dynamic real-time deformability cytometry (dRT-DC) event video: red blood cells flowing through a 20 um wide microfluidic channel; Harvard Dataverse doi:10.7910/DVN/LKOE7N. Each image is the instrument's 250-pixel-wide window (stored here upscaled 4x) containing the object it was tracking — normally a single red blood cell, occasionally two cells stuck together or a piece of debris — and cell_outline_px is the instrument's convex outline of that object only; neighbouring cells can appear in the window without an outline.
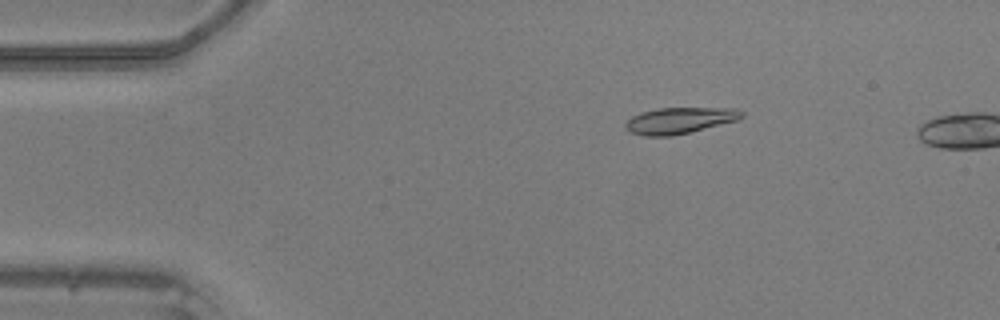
{"species": "common noctule bat (a hibernating species)", "species_latin": "Nyctalus noctula", "temperature_condition": "warm", "stored_images_in_passage": 38, "camera_frame_rate_fps": 3000, "um_per_image_px": 0.085, "animal": {"sex": "male", "body_mass_g": 20.5, "forearm_length_mm": 52.5}, "frame": {"image": 1, "passage_image": 4, "time_ms": 1.0, "image_size_px": [1000, 320], "cell_outline_px": [[744, 116], [736, 120], [692, 132], [672, 136], [644, 136], [628, 132], [624, 128], [624, 124], [632, 116], [640, 112], [660, 108], [736, 108], [744, 112]], "centroid_in_image_um": [57.73, 10.25], "position_along_channel_um": 27.3, "area_um2": 17.92}}
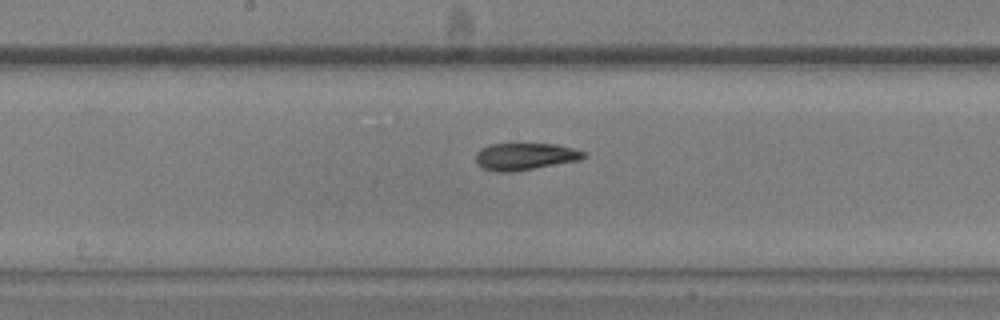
{"frame": {"image": 2, "passage_image": 21, "time_ms": 6.667, "image_size_px": [1000, 320], "cell_outline_px": [[588, 156], [580, 160], [508, 172], [500, 172], [484, 168], [476, 164], [476, 152], [492, 144], [556, 144], [588, 152]], "centroid_in_image_um": [44.67, 13.29], "position_along_channel_um": 203.5, "area_um2": 16.76}}
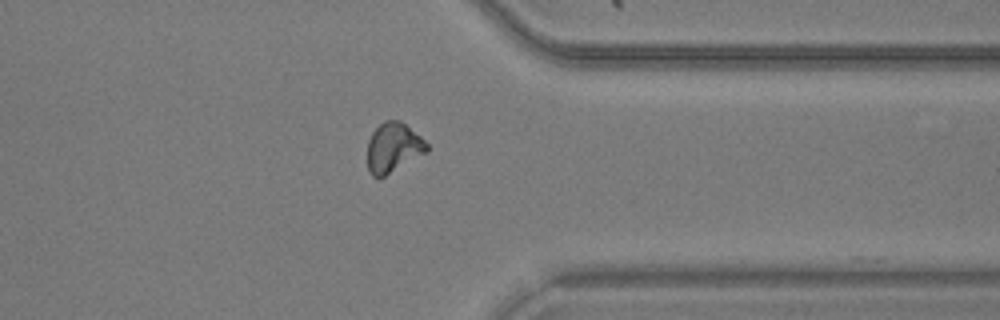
{"frame": {"image": 3, "passage_image": 34, "time_ms": 11.0, "image_size_px": [1000, 320], "cell_outline_px": [[428, 152], [384, 176], [372, 176], [368, 172], [368, 140], [372, 132], [384, 120], [400, 120], [420, 136], [428, 144]], "centroid_in_image_um": [33.43, 12.53], "position_along_channel_um": 378.0, "area_um2": 17.11}}